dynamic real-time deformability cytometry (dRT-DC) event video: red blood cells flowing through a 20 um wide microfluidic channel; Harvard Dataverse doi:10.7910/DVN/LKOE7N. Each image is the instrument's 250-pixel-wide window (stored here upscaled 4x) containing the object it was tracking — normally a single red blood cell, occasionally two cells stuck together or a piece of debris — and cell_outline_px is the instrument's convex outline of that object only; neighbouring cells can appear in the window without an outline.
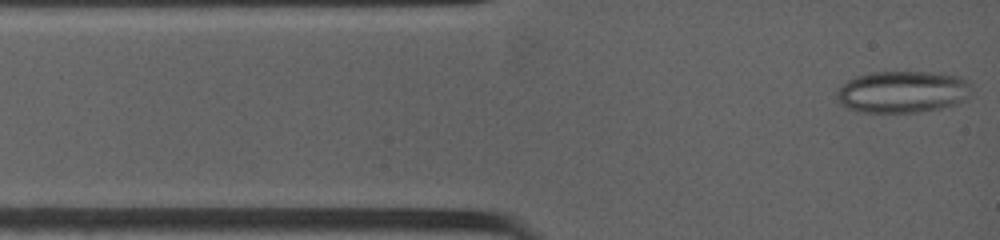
{"species": "common noctule bat (a hibernating species)", "species_latin": "Nyctalus noctula", "temperature_condition": "warm", "stored_images_in_passage": 27, "camera_frame_rate_fps": 4500, "um_per_image_px": 0.085, "animal": {"sex": "female", "body_mass_g": 19.0, "forearm_length_mm": 53.3}, "frame": {"image": 1, "passage_image": 1, "time_ms": 0.0, "image_size_px": [1000, 240], "cell_outline_px": [[972, 84], [964, 100], [956, 104], [940, 108], [920, 112], [860, 112], [848, 108], [840, 104], [836, 96], [836, 92], [848, 80], [856, 76], [872, 72], [928, 72], [960, 76], [968, 80]], "centroid_in_image_um": [76.71, 7.8], "position_along_channel_um": 8.3, "area_um2": 32.83}}
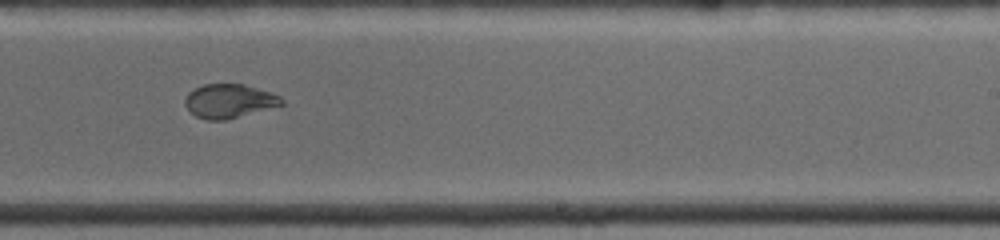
{"frame": {"image": 2, "passage_image": 17, "time_ms": 7.556, "image_size_px": [1000, 240], "cell_outline_px": [[284, 104], [228, 120], [208, 120], [196, 116], [184, 104], [184, 100], [188, 92], [204, 84], [244, 84], [272, 92], [280, 96], [284, 100]], "centroid_in_image_um": [19.5, 8.58], "position_along_channel_um": 269.5, "area_um2": 19.13}}
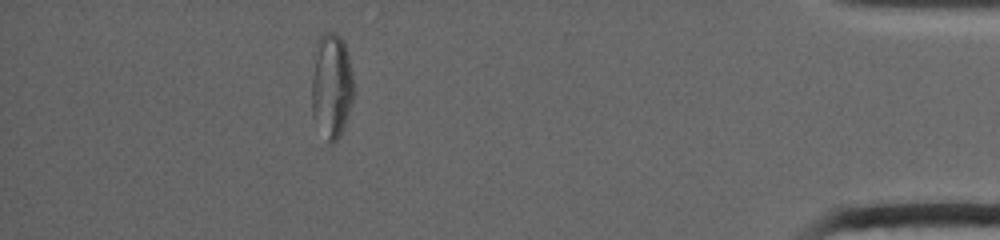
{"frame": {"image": 3, "passage_image": 27, "time_ms": 12.667, "image_size_px": [1000, 240], "cell_outline_px": [[352, 100], [340, 136], [332, 144], [328, 144], [312, 116], [312, 76], [316, 44], [320, 36], [324, 32], [332, 32], [340, 36], [344, 44], [348, 56], [352, 72]], "centroid_in_image_um": [28.15, 7.3], "position_along_channel_um": 407.0, "area_um2": 25.37}, "authors_computed_cell_mechanics": {"area_um2": 21.6172, "velocity_mm_per_s": 3.9631, "shape_relaxation_time_tau1_ms": null, "shape_relaxation_time_tau2_ms": 0.7194, "deformation_change_tau1": null, "deformation_change_tau2": 0.0547}}